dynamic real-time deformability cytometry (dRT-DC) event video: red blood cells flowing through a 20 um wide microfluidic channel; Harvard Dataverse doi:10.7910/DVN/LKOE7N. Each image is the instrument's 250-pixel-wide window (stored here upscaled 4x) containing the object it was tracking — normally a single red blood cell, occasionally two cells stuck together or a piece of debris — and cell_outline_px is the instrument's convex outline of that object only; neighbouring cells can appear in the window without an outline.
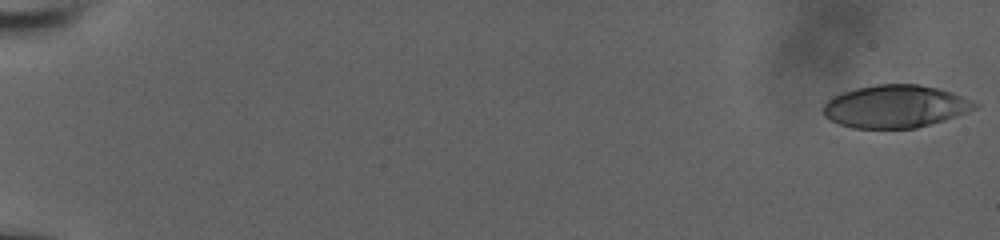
{"species": "human", "species_latin": "Homo sapiens", "temperature_condition": "room temperature", "stored_images_in_passage": 56, "camera_frame_rate_fps": 3000, "um_per_image_px": 0.085, "donor": {"sex": "male"}, "frame": {"image": 1, "passage_image": 1, "time_ms": 0.0, "image_size_px": [1000, 240], "cell_outline_px": [[980, 104], [976, 108], [968, 112], [944, 120], [916, 128], [852, 128], [840, 124], [824, 116], [824, 104], [832, 96], [856, 88], [876, 84], [920, 84], [952, 92], [972, 100]], "centroid_in_image_um": [76.12, 9.04], "position_along_channel_um": 8.9, "area_um2": 37.63}}
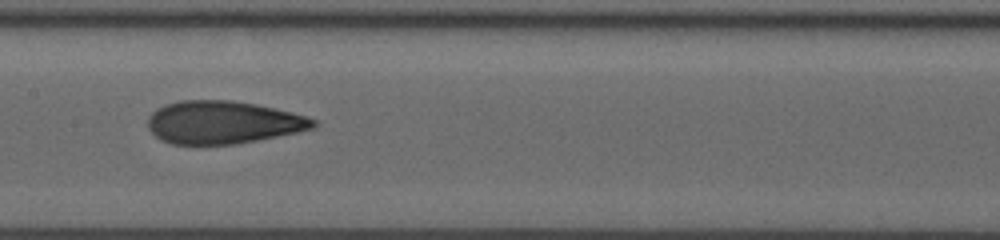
{"frame": {"image": 2, "passage_image": 31, "time_ms": 10.0, "image_size_px": [1000, 240], "cell_outline_px": [[316, 128], [236, 144], [172, 144], [160, 140], [148, 128], [148, 116], [156, 108], [164, 104], [180, 100], [232, 100], [256, 104], [292, 112], [316, 120]], "centroid_in_image_um": [18.91, 10.39], "position_along_channel_um": 188.5, "area_um2": 41.27}}
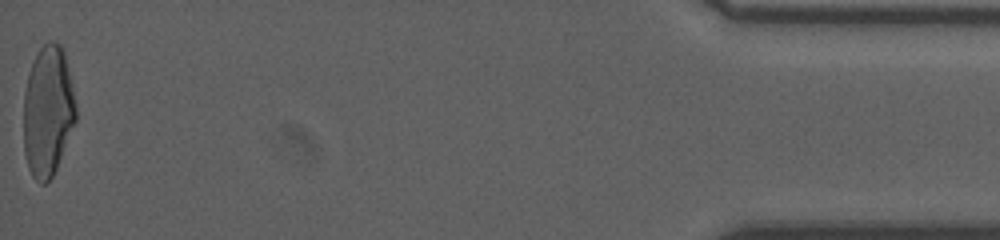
{"frame": {"image": 3, "passage_image": 56, "time_ms": 18.333, "image_size_px": [1000, 240], "cell_outline_px": [[76, 120], [56, 168], [52, 176], [44, 184], [40, 184], [32, 176], [28, 168], [24, 152], [24, 92], [28, 72], [40, 48], [44, 44], [52, 40], [60, 44], [64, 52], [72, 88], [76, 108]], "centroid_in_image_um": [4.05, 9.46], "position_along_channel_um": 431.2, "area_um2": 39.48}, "authors_computed_cell_mechanics": {"area_um2": 40.4022, "velocity_mm_per_s": 3.9365, "shape_relaxation_time_tau1_ms": null, "shape_relaxation_time_tau2_ms": 1.432, "deformation_change_tau1": null, "deformation_change_tau2": 0.0942}}